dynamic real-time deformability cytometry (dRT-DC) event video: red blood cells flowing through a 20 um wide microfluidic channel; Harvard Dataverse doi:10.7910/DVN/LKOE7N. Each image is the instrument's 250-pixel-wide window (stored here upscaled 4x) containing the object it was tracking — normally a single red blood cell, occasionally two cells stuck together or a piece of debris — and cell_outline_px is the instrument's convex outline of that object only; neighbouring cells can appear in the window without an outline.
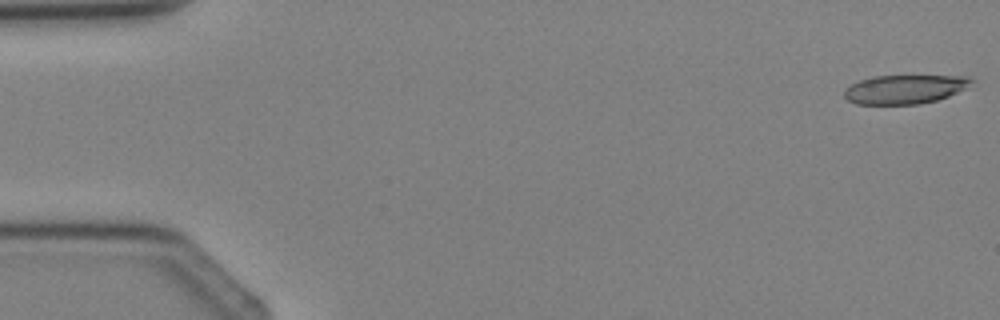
{"species": "Egyptian fruit bat (a non-hibernating species)", "species_latin": "Rousettus aegyptiacus", "temperature_condition": "cold", "stored_images_in_passage": 5, "camera_frame_rate_fps": 3000, "um_per_image_px": 0.085, "animal": {"sex": "female"}, "frame": {"image": 1, "passage_image": 1, "time_ms": 0.0, "image_size_px": [1000, 320], "cell_outline_px": [[976, 80], [964, 88], [948, 96], [936, 100], [920, 104], [856, 104], [848, 100], [844, 96], [844, 88], [860, 80], [872, 76], [968, 76]], "centroid_in_image_um": [76.88, 7.58], "position_along_channel_um": 8.1, "area_um2": 21.33}}
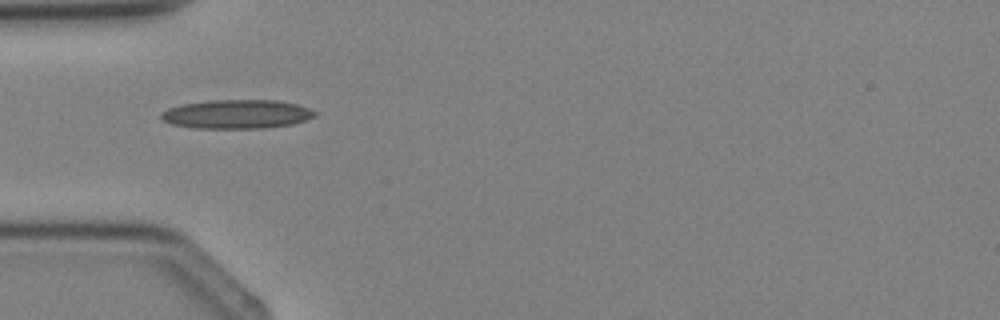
{"frame": {"image": 2, "passage_image": 4, "time_ms": 3.667, "image_size_px": [1000, 320], "cell_outline_px": [[320, 112], [316, 116], [292, 124], [260, 128], [192, 128], [172, 124], [164, 120], [160, 116], [168, 108], [184, 104], [212, 100], [280, 100], [296, 104]], "centroid_in_image_um": [20.17, 9.7], "position_along_channel_um": 64.8, "area_um2": 25.78}}
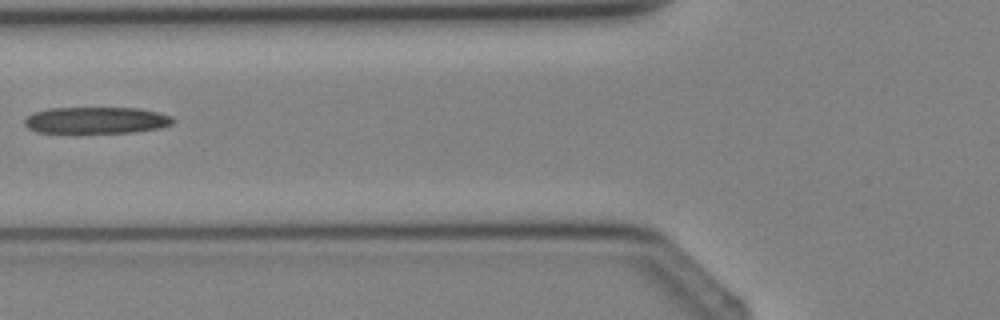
{"frame": {"image": 3, "passage_image": 5, "time_ms": 4.667, "image_size_px": [1000, 320], "cell_outline_px": [[176, 120], [172, 124], [160, 128], [132, 132], [36, 132], [28, 128], [24, 124], [24, 120], [32, 112], [48, 108], [140, 108], [160, 112], [172, 116]], "centroid_in_image_um": [8.21, 10.21], "position_along_channel_um": 117.6, "area_um2": 23.06}}